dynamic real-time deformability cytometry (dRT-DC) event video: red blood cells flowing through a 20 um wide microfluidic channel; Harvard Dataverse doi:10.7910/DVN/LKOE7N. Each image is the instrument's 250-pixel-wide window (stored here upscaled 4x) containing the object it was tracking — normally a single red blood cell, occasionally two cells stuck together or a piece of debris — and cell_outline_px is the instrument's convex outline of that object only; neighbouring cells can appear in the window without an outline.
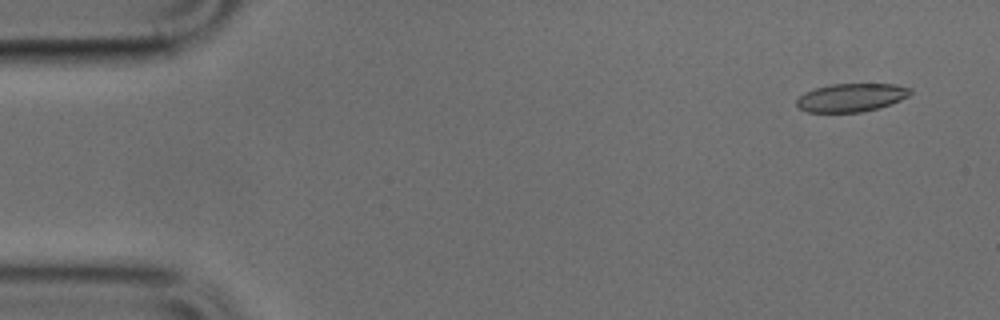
{"species": "common noctule bat (a hibernating species)", "species_latin": "Nyctalus noctula", "temperature_condition": "cold", "stored_images_in_passage": 14, "camera_frame_rate_fps": 3000, "um_per_image_px": 0.085, "animal": {"sex": "male", "body_mass_g": 17.9, "forearm_length_mm": 54.2}, "frame": {"image": 1, "passage_image": 3, "time_ms": 0.667, "image_size_px": [1000, 320], "cell_outline_px": [[912, 92], [908, 96], [900, 100], [876, 108], [860, 112], [808, 112], [800, 108], [796, 104], [796, 100], [804, 92], [816, 88], [832, 84], [892, 84], [912, 88]], "centroid_in_image_um": [72.34, 8.28], "position_along_channel_um": 12.7, "area_um2": 18.5}}
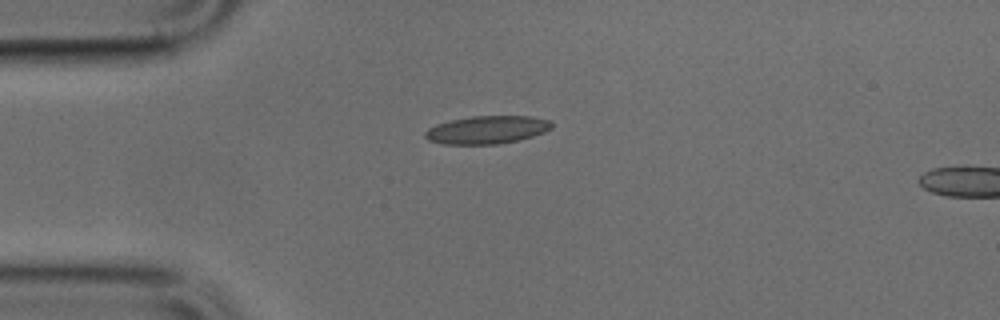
{"frame": {"image": 2, "passage_image": 12, "time_ms": 3.667, "image_size_px": [1000, 320], "cell_outline_px": [[552, 128], [544, 132], [520, 140], [496, 144], [444, 144], [428, 140], [424, 136], [424, 132], [428, 128], [436, 124], [452, 120], [472, 116], [532, 116], [552, 120]], "centroid_in_image_um": [41.41, 11.03], "position_along_channel_um": 43.6, "area_um2": 20.69}}